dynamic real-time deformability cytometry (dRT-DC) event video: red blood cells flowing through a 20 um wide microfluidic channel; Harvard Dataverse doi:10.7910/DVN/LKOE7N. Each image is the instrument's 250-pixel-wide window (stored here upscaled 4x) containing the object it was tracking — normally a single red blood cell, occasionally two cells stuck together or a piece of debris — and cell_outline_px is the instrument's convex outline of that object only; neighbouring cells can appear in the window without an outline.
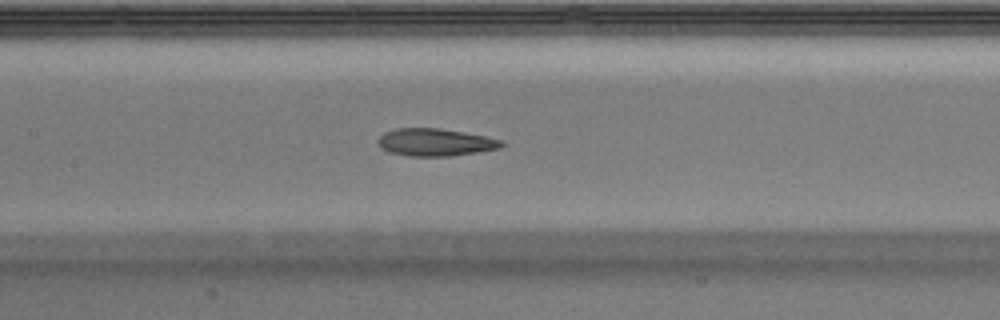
{"species": "Egyptian fruit bat (a non-hibernating species)", "species_latin": "Rousettus aegyptiacus", "temperature_condition": "warm", "stored_images_in_passage": 32, "camera_frame_rate_fps": 3000, "um_per_image_px": 0.085, "animal": {"sex": "male"}, "frame": {"image": 1, "passage_image": 10, "time_ms": 3.0, "image_size_px": [1000, 320], "cell_outline_px": [[504, 144], [500, 148], [452, 156], [408, 156], [388, 152], [380, 148], [376, 140], [384, 132], [396, 128], [440, 128], [464, 132], [504, 140]], "centroid_in_image_um": [36.96, 12.09], "position_along_channel_um": 170.4, "area_um2": 19.94}}
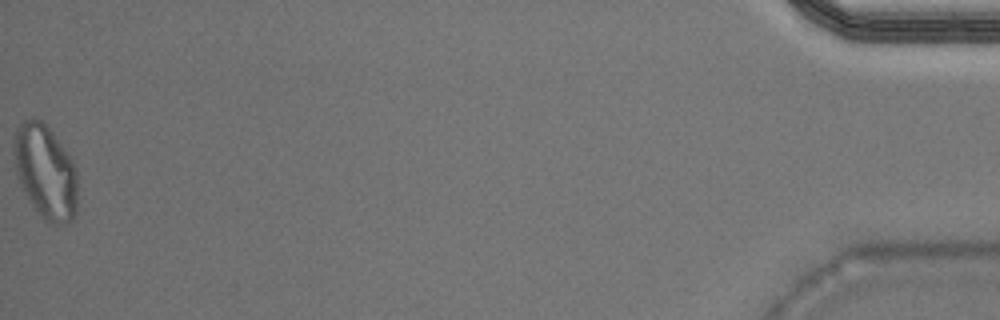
{"frame": {"image": 2, "passage_image": 32, "time_ms": 10.333, "image_size_px": [1000, 320], "cell_outline_px": [[76, 212], [72, 220], [56, 224], [48, 224], [40, 216], [32, 204], [20, 184], [16, 176], [12, 152], [12, 140], [16, 128], [24, 120], [40, 120], [48, 124], [72, 160], [76, 168]], "centroid_in_image_um": [3.83, 14.57], "position_along_channel_um": 431.4, "area_um2": 35.14}}